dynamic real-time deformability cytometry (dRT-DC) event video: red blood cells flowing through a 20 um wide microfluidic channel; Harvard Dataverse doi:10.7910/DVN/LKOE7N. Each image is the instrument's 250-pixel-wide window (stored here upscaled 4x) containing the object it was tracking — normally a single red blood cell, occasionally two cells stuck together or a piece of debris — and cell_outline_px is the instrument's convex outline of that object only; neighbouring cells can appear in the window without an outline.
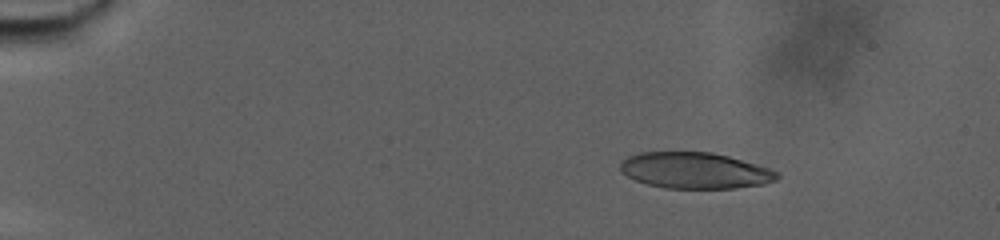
{"species": "human", "species_latin": "Homo sapiens", "temperature_condition": "warm", "stored_images_in_passage": 20, "camera_frame_rate_fps": 3000, "um_per_image_px": 0.085, "donor": {"sex": "male"}, "frame": {"image": 1, "passage_image": 6, "time_ms": 1.667, "image_size_px": [1000, 240], "cell_outline_px": [[780, 176], [776, 180], [764, 184], [736, 188], [664, 188], [648, 184], [636, 180], [620, 172], [620, 160], [628, 156], [640, 152], [712, 152], [728, 156], [756, 164], [780, 172]], "centroid_in_image_um": [59.07, 14.49], "position_along_channel_um": 25.9, "area_um2": 33.12}}
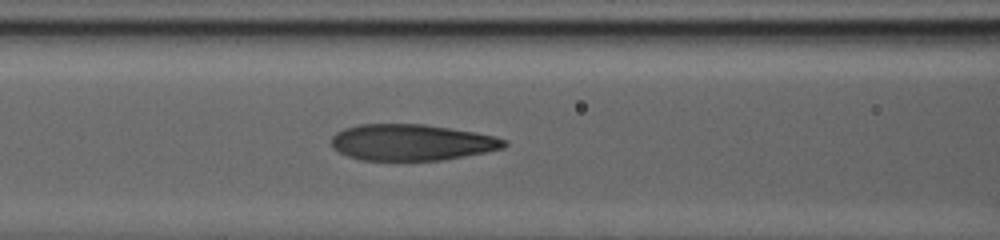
{"frame": {"image": 2, "passage_image": 16, "time_ms": 5.0, "image_size_px": [1000, 240], "cell_outline_px": [[508, 144], [504, 148], [464, 156], [440, 160], [364, 160], [348, 156], [332, 148], [332, 136], [336, 132], [344, 128], [356, 124], [424, 124], [496, 136], [508, 140]], "centroid_in_image_um": [34.98, 12.09], "position_along_channel_um": 131.6, "area_um2": 36.41}}
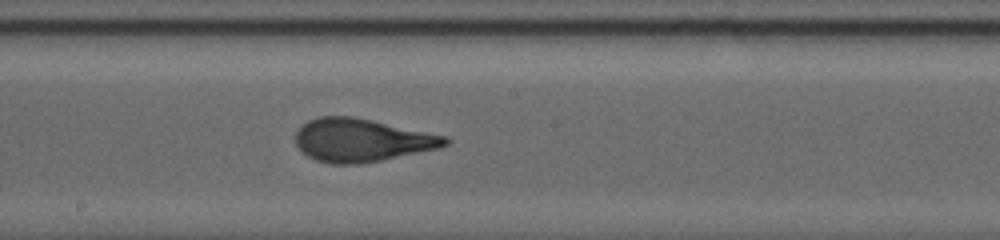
{"frame": {"image": 3, "passage_image": 20, "time_ms": 6.333, "image_size_px": [1000, 240], "cell_outline_px": [[452, 140], [448, 144], [440, 148], [360, 164], [332, 164], [316, 160], [308, 156], [296, 144], [296, 132], [308, 120], [316, 116], [352, 116], [372, 120], [448, 136]], "centroid_in_image_um": [30.77, 11.91], "position_along_channel_um": 217.4, "area_um2": 37.51}}